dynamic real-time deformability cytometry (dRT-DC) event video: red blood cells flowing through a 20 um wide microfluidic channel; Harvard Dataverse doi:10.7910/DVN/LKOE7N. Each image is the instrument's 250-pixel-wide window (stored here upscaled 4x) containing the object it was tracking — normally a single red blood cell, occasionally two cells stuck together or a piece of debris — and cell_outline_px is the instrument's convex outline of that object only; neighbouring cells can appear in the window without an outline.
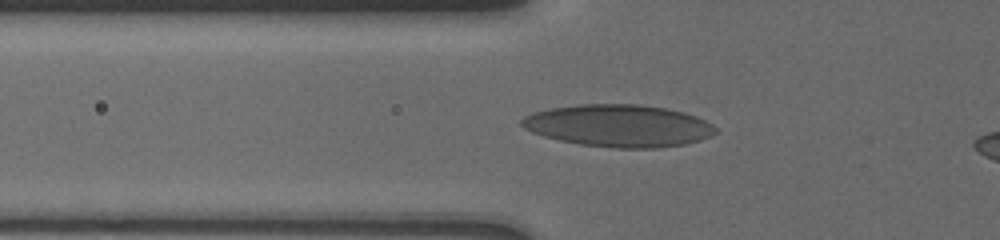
{"species": "human", "species_latin": "Homo sapiens", "temperature_condition": "cold", "stored_images_in_passage": 10, "camera_frame_rate_fps": 3000, "um_per_image_px": 0.085, "donor": {"sex": "male"}, "frame": {"image": 1, "passage_image": 7, "time_ms": 3.333, "image_size_px": [1000, 240], "cell_outline_px": [[716, 132], [712, 136], [700, 140], [684, 144], [656, 148], [616, 148], [580, 144], [560, 140], [544, 136], [532, 132], [524, 128], [520, 124], [520, 120], [524, 116], [548, 108], [580, 104], [636, 104], [668, 108], [684, 112], [696, 116], [712, 124], [716, 128]], "centroid_in_image_um": [52.59, 10.68], "position_along_channel_um": 73.2, "area_um2": 47.74}}
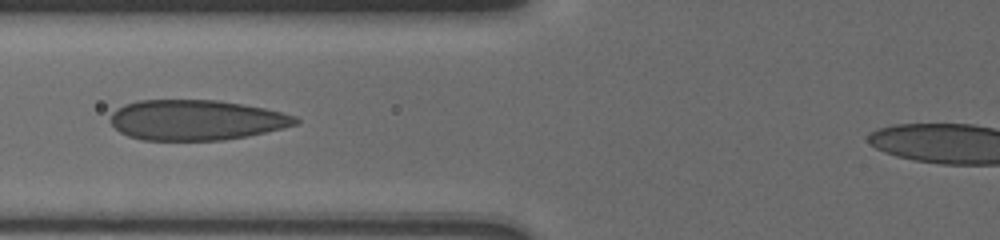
{"frame": {"image": 2, "passage_image": 9, "time_ms": 4.333, "image_size_px": [1000, 240], "cell_outline_px": [[300, 120], [296, 124], [284, 128], [248, 136], [224, 140], [144, 140], [128, 136], [120, 132], [112, 124], [112, 112], [116, 108], [124, 104], [140, 100], [220, 100], [264, 108], [296, 116]], "centroid_in_image_um": [16.68, 10.2], "position_along_channel_um": 109.1, "area_um2": 43.47}}